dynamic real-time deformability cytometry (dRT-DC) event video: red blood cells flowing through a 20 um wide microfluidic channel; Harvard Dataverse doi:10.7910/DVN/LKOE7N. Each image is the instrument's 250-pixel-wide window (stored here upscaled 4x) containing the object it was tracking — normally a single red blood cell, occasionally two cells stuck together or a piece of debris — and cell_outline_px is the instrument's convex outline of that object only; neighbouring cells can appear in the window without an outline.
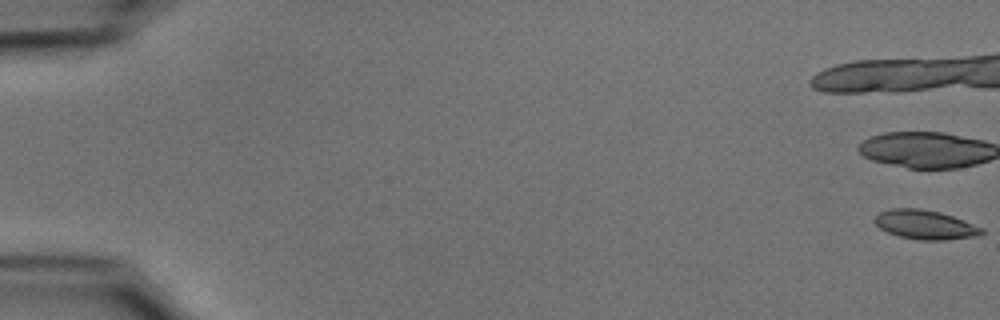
{"species": "common noctule bat (a hibernating species)", "species_latin": "Nyctalus noctula", "temperature_condition": "cold", "stored_images_in_passage": 12, "camera_frame_rate_fps": 3000, "um_per_image_px": 0.085, "animal": {"sex": "male", "body_mass_g": 15.6}, "frame": {"image": 1, "passage_image": 1, "time_ms": 0.0, "image_size_px": [1000, 320], "cell_outline_px": [[984, 232], [980, 236], [944, 240], [924, 240], [900, 236], [888, 232], [880, 228], [872, 220], [880, 212], [892, 208], [920, 208], [940, 212], [964, 220], [984, 228]], "centroid_in_image_um": [78.67, 19.09], "position_along_channel_um": 6.3, "area_um2": 18.21}}